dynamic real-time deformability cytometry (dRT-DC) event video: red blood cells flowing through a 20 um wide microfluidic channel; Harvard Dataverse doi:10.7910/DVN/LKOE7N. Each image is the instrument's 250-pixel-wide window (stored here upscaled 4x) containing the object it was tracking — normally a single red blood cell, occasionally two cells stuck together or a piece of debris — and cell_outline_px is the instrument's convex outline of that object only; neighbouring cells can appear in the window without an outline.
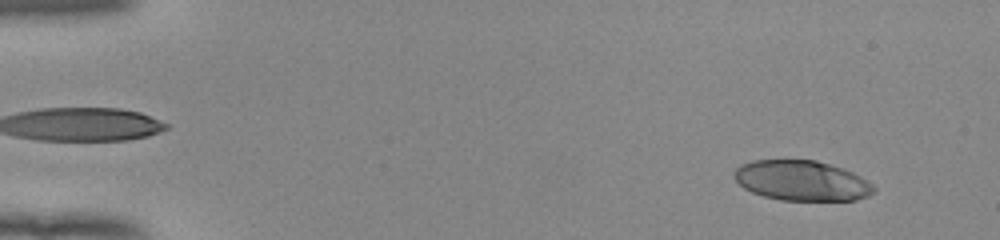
{"species": "human", "species_latin": "Homo sapiens", "temperature_condition": "room temperature", "stored_images_in_passage": 52, "camera_frame_rate_fps": 3000, "um_per_image_px": 0.085, "donor": {"sex": "female"}, "frame": {"image": 1, "passage_image": 4, "time_ms": 1.0, "image_size_px": [1000, 240], "cell_outline_px": [[876, 192], [868, 196], [856, 200], [780, 200], [764, 196], [752, 192], [744, 188], [732, 176], [732, 172], [740, 164], [752, 160], [816, 160], [852, 172], [868, 180], [876, 188]], "centroid_in_image_um": [68.14, 15.35], "position_along_channel_um": 16.9, "area_um2": 32.77}}
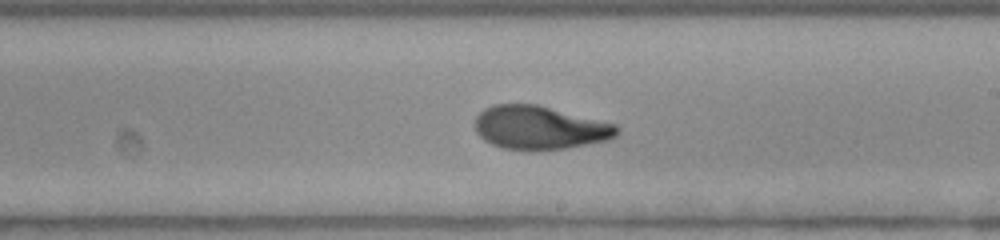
{"frame": {"image": 2, "passage_image": 31, "time_ms": 10.0, "image_size_px": [1000, 240], "cell_outline_px": [[620, 132], [616, 136], [608, 140], [564, 148], [536, 152], [528, 152], [504, 148], [492, 144], [484, 140], [476, 132], [476, 116], [484, 108], [492, 104], [536, 104], [616, 124], [620, 128]], "centroid_in_image_um": [45.87, 10.87], "position_along_channel_um": 243.1, "area_um2": 36.3}}
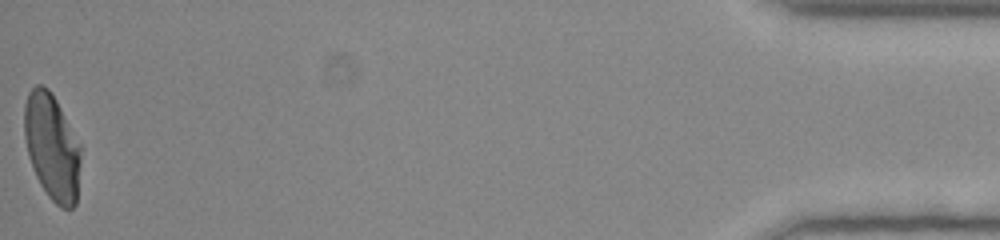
{"frame": {"image": 3, "passage_image": 52, "time_ms": 17.0, "image_size_px": [1000, 240], "cell_outline_px": [[80, 164], [76, 204], [72, 208], [60, 208], [48, 196], [40, 184], [36, 176], [28, 156], [24, 136], [24, 104], [28, 92], [36, 84], [40, 84], [48, 88], [52, 92], [80, 144]], "centroid_in_image_um": [4.4, 12.47], "position_along_channel_um": 430.8, "area_um2": 35.03}, "authors_computed_cell_mechanics": {"area_um2": 35.258, "velocity_mm_per_s": 3.9521, "shape_relaxation_time_tau1_ms": 6.7976, "shape_relaxation_time_tau2_ms": 1.3171, "deformation_change_tau1": 0.2619, "deformation_change_tau2": 0.0743}}